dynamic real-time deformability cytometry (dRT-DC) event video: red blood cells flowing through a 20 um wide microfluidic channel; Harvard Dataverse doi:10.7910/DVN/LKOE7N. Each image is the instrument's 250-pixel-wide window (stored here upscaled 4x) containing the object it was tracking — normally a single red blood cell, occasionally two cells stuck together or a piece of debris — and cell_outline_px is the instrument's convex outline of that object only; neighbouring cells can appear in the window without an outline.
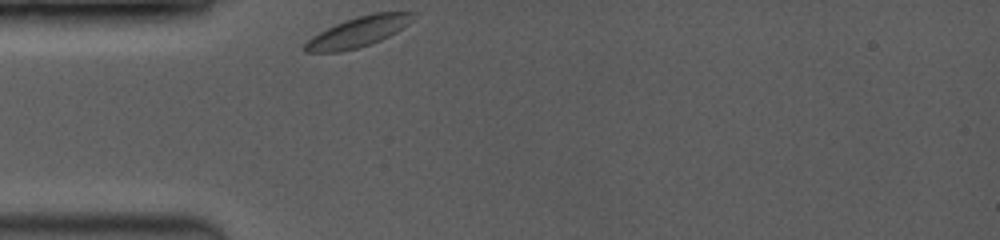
{"species": "common noctule bat (a hibernating species)", "species_latin": "Nyctalus noctula", "temperature_condition": "room temperature", "stored_images_in_passage": 1, "camera_frame_rate_fps": 3500, "um_per_image_px": 0.085, "animal": {"sex": "female", "body_mass_g": 19.0, "forearm_length_mm": 53.3}, "frame": {"image": 1, "passage_image": 1, "time_ms": 0.0, "image_size_px": [1000, 240], "cell_outline_px": [[416, 12], [412, 20], [408, 24], [396, 32], [372, 44], [360, 48], [340, 52], [304, 52], [300, 48], [312, 36], [344, 20], [356, 16], [372, 12]], "centroid_in_image_um": [30.42, 2.72], "position_along_channel_um": 54.6, "area_um2": 19.19}}